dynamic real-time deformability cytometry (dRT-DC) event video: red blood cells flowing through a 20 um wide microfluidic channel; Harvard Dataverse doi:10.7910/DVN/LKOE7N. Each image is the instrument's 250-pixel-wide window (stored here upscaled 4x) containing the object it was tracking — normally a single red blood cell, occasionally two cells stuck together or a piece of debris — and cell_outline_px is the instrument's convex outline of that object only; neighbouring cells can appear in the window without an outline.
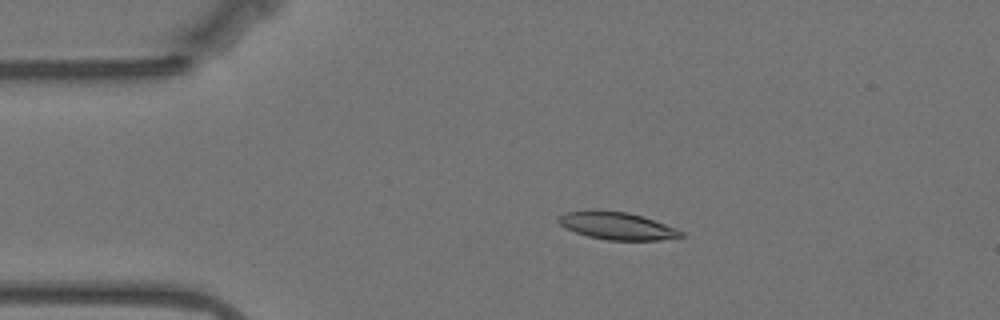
{"species": "Egyptian fruit bat (a non-hibernating species)", "species_latin": "Rousettus aegyptiacus", "temperature_condition": "warm", "stored_images_in_passage": 57, "camera_frame_rate_fps": 3000, "um_per_image_px": 0.085, "animal": {"sex": "female"}, "frame": {"image": 1, "passage_image": 11, "time_ms": 3.333, "image_size_px": [1000, 320], "cell_outline_px": [[684, 236], [660, 240], [608, 240], [588, 236], [564, 228], [556, 220], [564, 212], [592, 208], [628, 212], [676, 228], [684, 232]], "centroid_in_image_um": [52.38, 19.17], "position_along_channel_um": 32.6, "area_um2": 19.83}}
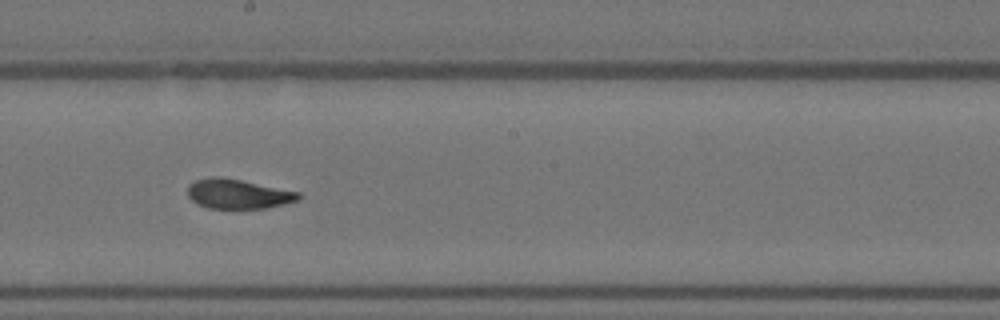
{"frame": {"image": 2, "passage_image": 31, "time_ms": 10.0, "image_size_px": [1000, 320], "cell_outline_px": [[300, 196], [296, 200], [288, 204], [264, 208], [208, 208], [192, 200], [188, 196], [188, 184], [196, 180], [212, 176], [220, 176], [300, 192]], "centroid_in_image_um": [20.22, 16.48], "position_along_channel_um": 228.0, "area_um2": 18.96}}
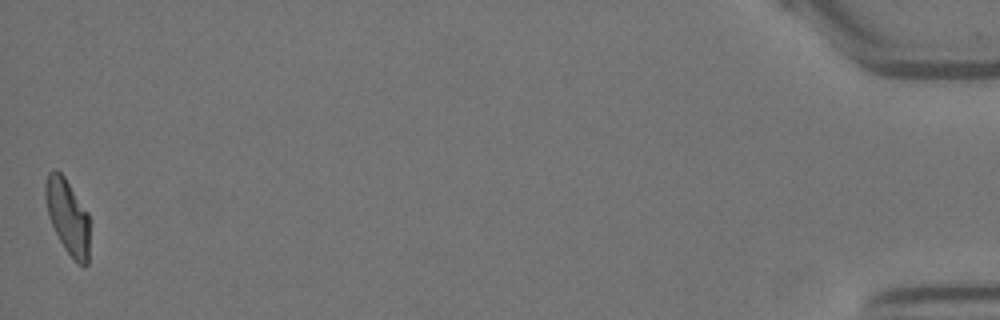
{"frame": {"image": 3, "passage_image": 57, "time_ms": 18.667, "image_size_px": [1000, 320], "cell_outline_px": [[88, 264], [84, 268], [76, 264], [64, 248], [48, 216], [44, 196], [44, 184], [48, 172], [60, 172], [64, 176], [88, 212]], "centroid_in_image_um": [5.74, 18.44], "position_along_channel_um": 429.5, "area_um2": 19.31}, "authors_computed_cell_mechanics": {"area_um2": 19.7098, "velocity_mm_per_s": 3.4877, "shape_relaxation_time_tau1_ms": 8.7644, "shape_relaxation_time_tau2_ms": 1.807, "deformation_change_tau1": 0.2713, "deformation_change_tau2": 0.0746}}